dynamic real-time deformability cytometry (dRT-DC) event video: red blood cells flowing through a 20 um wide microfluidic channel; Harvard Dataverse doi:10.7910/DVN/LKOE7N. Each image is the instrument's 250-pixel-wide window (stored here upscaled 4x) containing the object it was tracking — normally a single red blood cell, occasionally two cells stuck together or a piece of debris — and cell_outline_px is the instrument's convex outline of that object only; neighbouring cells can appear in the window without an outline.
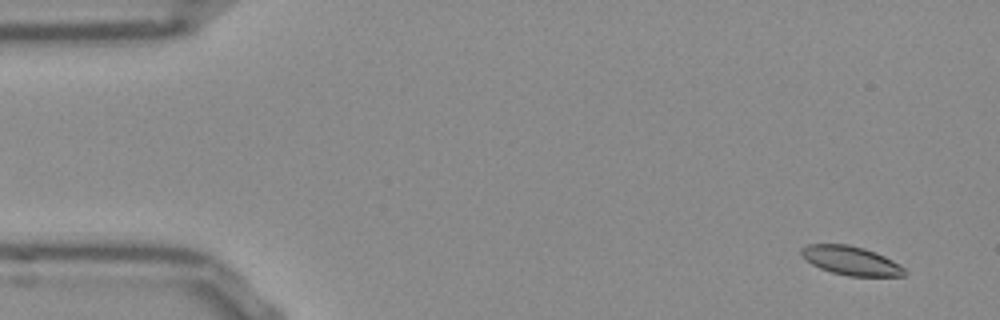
{"species": "Egyptian fruit bat (a non-hibernating species)", "species_latin": "Rousettus aegyptiacus", "temperature_condition": "room temperature", "stored_images_in_passage": 53, "camera_frame_rate_fps": 3000, "um_per_image_px": 0.085, "frame": {"image": 1, "passage_image": 3, "time_ms": 0.667, "image_size_px": [1000, 320], "cell_outline_px": [[908, 272], [904, 276], [848, 276], [832, 272], [820, 268], [812, 264], [800, 252], [800, 248], [808, 244], [848, 244], [864, 248], [876, 252], [900, 264]], "centroid_in_image_um": [72.36, 22.15], "position_along_channel_um": 12.6, "area_um2": 17.34}}
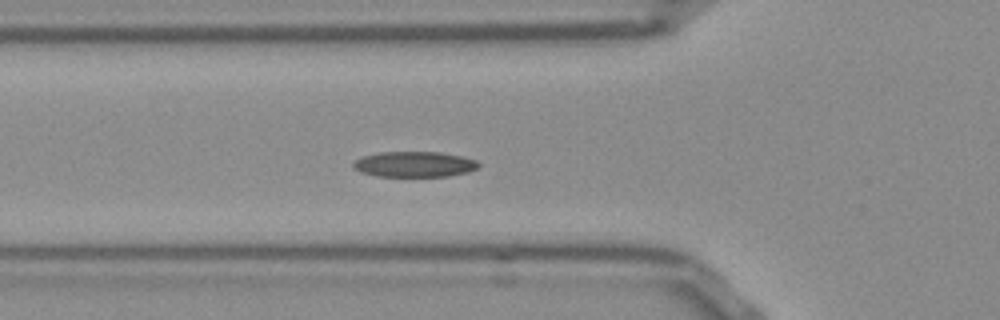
{"frame": {"image": 2, "passage_image": 18, "time_ms": 5.667, "image_size_px": [1000, 320], "cell_outline_px": [[480, 168], [468, 172], [448, 176], [376, 176], [360, 172], [352, 168], [352, 164], [360, 156], [380, 152], [440, 152], [460, 156], [476, 160], [480, 164]], "centroid_in_image_um": [35.21, 13.96], "position_along_channel_um": 90.6, "area_um2": 18.79}}
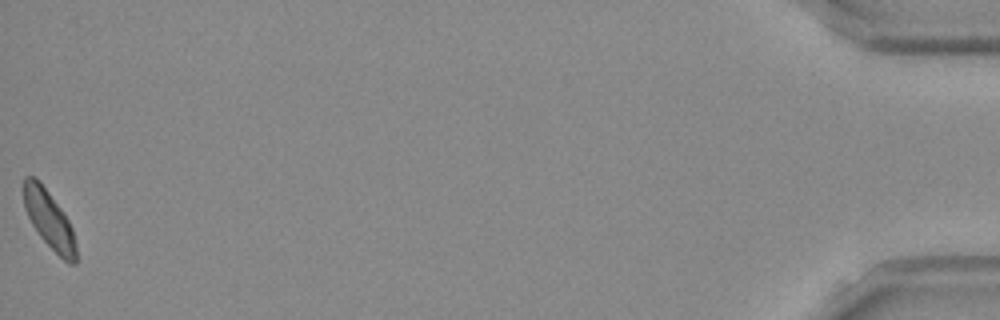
{"frame": {"image": 3, "passage_image": 53, "time_ms": 17.333, "image_size_px": [1000, 320], "cell_outline_px": [[76, 264], [68, 264], [40, 236], [32, 224], [24, 208], [24, 176], [36, 176], [40, 180], [60, 208], [68, 220], [72, 228], [76, 244]], "centroid_in_image_um": [4.18, 18.65], "position_along_channel_um": 431.0, "area_um2": 17.51}, "authors_computed_cell_mechanics": {"area_um2": 18.0914, "velocity_mm_per_s": 3.812, "shape_relaxation_time_tau1_ms": 4.6047, "shape_relaxation_time_tau2_ms": null, "deformation_change_tau1": 0.1162, "deformation_change_tau2": null}}